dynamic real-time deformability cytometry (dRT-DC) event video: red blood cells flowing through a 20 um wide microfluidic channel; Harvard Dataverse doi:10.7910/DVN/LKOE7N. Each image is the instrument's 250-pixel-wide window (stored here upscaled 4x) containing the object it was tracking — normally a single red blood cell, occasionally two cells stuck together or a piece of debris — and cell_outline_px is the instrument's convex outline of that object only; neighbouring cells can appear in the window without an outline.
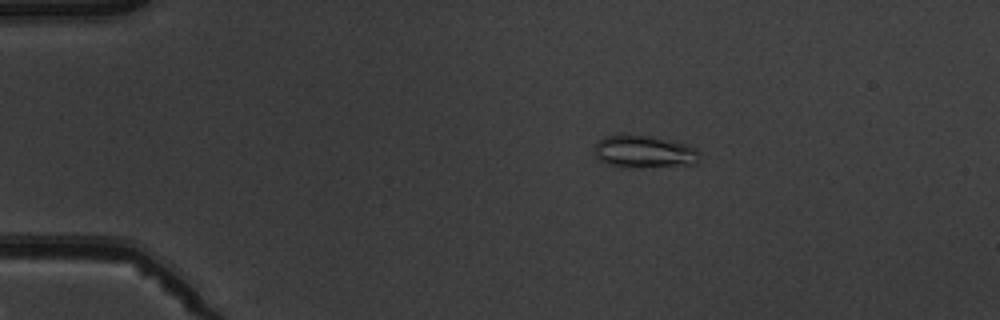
{"species": "common noctule bat (a hibernating species)", "species_latin": "Nyctalus noctula", "temperature_condition": "warm", "stored_images_in_passage": 7, "camera_frame_rate_fps": 3000, "um_per_image_px": 0.085, "animal": {"sex": "male", "body_mass_g": 19.5, "forearm_length_mm": 54.6}, "frame": {"image": 1, "passage_image": 2, "time_ms": 1.0, "image_size_px": [1000, 320], "cell_outline_px": [[700, 156], [696, 164], [632, 168], [608, 164], [600, 160], [596, 156], [596, 144], [604, 136], [652, 136], [688, 144], [696, 148]], "centroid_in_image_um": [54.81, 12.91], "position_along_channel_um": 30.2, "area_um2": 19.59}}
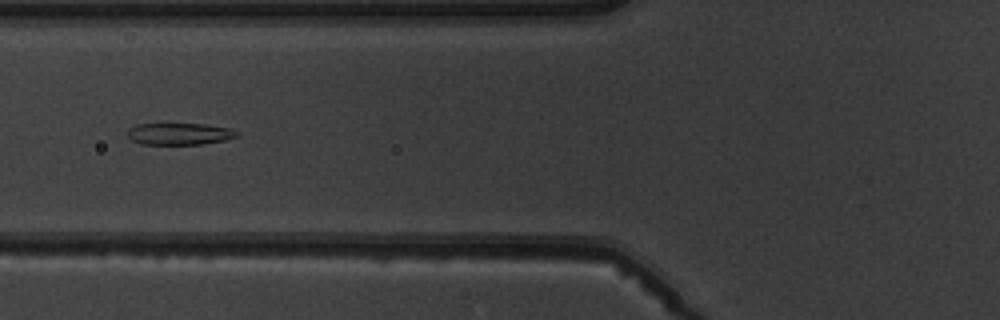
{"frame": {"image": 2, "passage_image": 5, "time_ms": 4.667, "image_size_px": [1000, 320], "cell_outline_px": [[240, 136], [224, 140], [204, 144], [140, 144], [132, 140], [128, 136], [128, 128], [136, 124], [204, 124], [228, 128], [240, 132]], "centroid_in_image_um": [15.27, 11.38], "position_along_channel_um": 110.5, "area_um2": 13.93}}
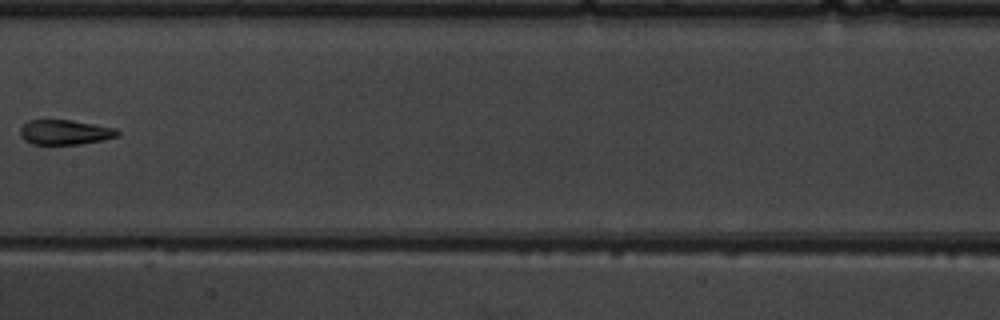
{"frame": {"image": 3, "passage_image": 7, "time_ms": 7.0, "image_size_px": [1000, 320], "cell_outline_px": [[120, 132], [116, 136], [100, 140], [80, 144], [32, 144], [24, 140], [20, 136], [20, 128], [28, 120], [72, 120], [116, 128]], "centroid_in_image_um": [5.48, 11.23], "position_along_channel_um": 201.9, "area_um2": 13.99}}